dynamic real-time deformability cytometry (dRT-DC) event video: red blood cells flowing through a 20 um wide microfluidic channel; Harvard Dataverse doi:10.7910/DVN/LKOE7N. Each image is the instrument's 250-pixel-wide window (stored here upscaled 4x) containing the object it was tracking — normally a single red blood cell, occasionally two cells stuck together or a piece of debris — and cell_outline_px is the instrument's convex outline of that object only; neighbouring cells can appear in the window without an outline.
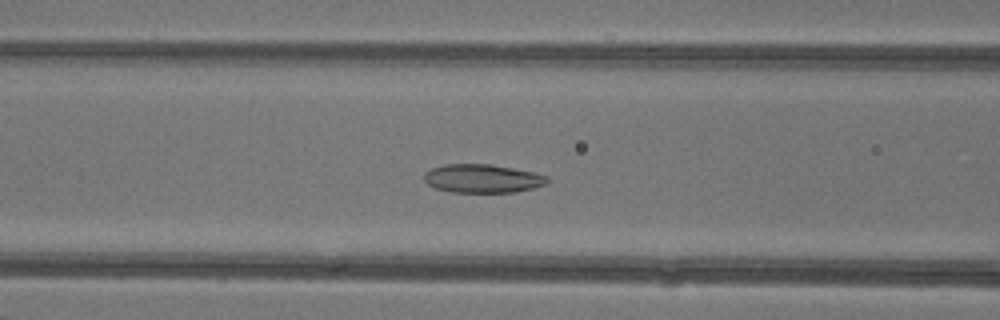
{"species": "common noctule bat (a hibernating species)", "species_latin": "Nyctalus noctula", "temperature_condition": "warm", "stored_images_in_passage": 41, "camera_frame_rate_fps": 3000, "um_per_image_px": 0.085, "animal": {"sex": "female"}, "frame": {"image": 1, "passage_image": 12, "time_ms": 3.667, "image_size_px": [1000, 320], "cell_outline_px": [[548, 180], [544, 184], [536, 188], [516, 192], [452, 192], [436, 188], [428, 184], [424, 180], [424, 172], [432, 168], [444, 164], [492, 164], [536, 172], [548, 176]], "centroid_in_image_um": [41.03, 15.17], "position_along_channel_um": 125.6, "area_um2": 20.63}}
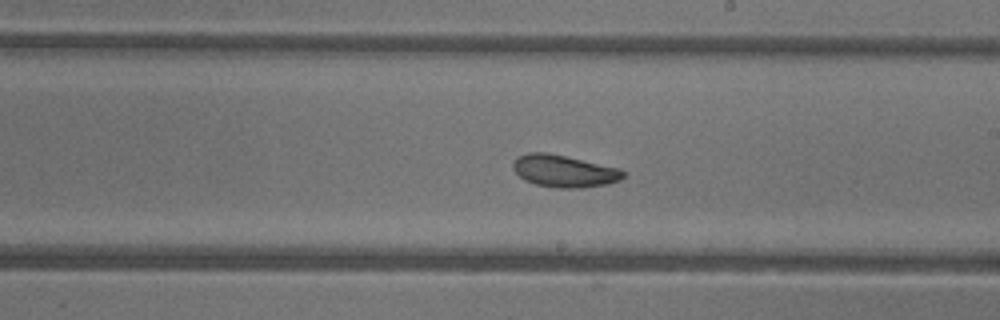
{"frame": {"image": 2, "passage_image": 20, "time_ms": 6.333, "image_size_px": [1000, 320], "cell_outline_px": [[624, 176], [620, 180], [608, 184], [584, 188], [556, 188], [536, 184], [524, 180], [512, 168], [512, 164], [516, 156], [528, 152], [548, 152], [620, 168], [624, 172]], "centroid_in_image_um": [47.93, 14.53], "position_along_channel_um": 241.1, "area_um2": 20.87}}
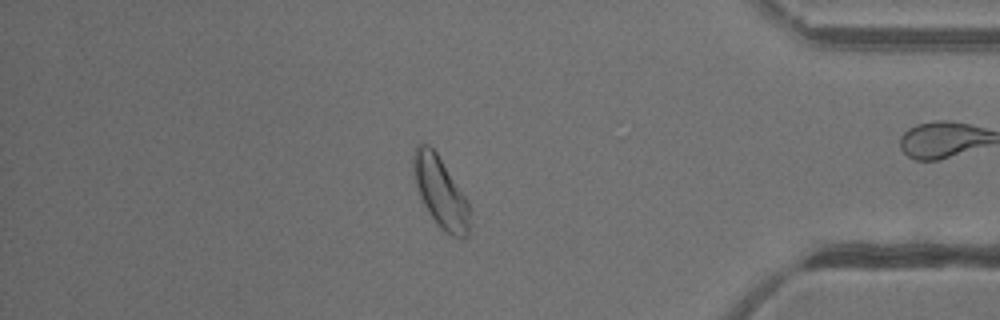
{"frame": {"image": 3, "passage_image": 33, "time_ms": 10.667, "image_size_px": [1000, 320], "cell_outline_px": [[468, 236], [452, 236], [444, 232], [436, 224], [428, 212], [420, 196], [416, 184], [412, 168], [412, 152], [416, 144], [428, 144], [436, 152], [468, 200]], "centroid_in_image_um": [37.4, 16.3], "position_along_channel_um": 397.8, "area_um2": 22.95}, "authors_computed_cell_mechanics": {"area_um2": 21.5594, "velocity_mm_per_s": 4.3339, "shape_relaxation_time_tau1_ms": 6.8555, "shape_relaxation_time_tau2_ms": 4.3127, "deformation_change_tau1": 0.1441, "deformation_change_tau2": 0.1011}}